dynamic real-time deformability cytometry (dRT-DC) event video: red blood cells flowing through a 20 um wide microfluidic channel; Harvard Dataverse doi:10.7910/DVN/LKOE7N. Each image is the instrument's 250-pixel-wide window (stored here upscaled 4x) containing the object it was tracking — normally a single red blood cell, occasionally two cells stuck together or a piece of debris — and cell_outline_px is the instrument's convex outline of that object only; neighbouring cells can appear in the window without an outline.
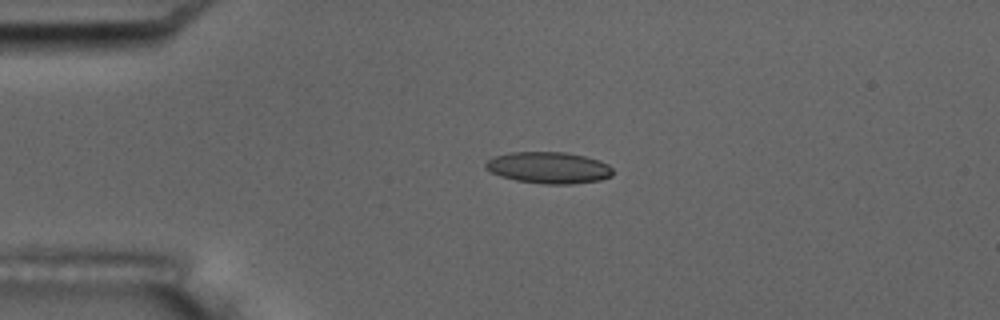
{"species": "common noctule bat (a hibernating species)", "species_latin": "Nyctalus noctula", "temperature_condition": "room temperature", "stored_images_in_passage": 6, "camera_frame_rate_fps": 3000, "um_per_image_px": 0.085, "animal": {"sex": "male", "body_mass_g": 17.5, "forearm_length_mm": 52.3}, "frame": {"image": 1, "passage_image": 4, "time_ms": 3.667, "image_size_px": [1000, 320], "cell_outline_px": [[612, 176], [600, 180], [572, 184], [544, 184], [516, 180], [500, 176], [488, 172], [484, 168], [484, 164], [492, 156], [512, 152], [564, 152], [584, 156], [600, 160], [608, 164], [612, 168]], "centroid_in_image_um": [46.61, 14.25], "position_along_channel_um": 38.4, "area_um2": 23.58}}